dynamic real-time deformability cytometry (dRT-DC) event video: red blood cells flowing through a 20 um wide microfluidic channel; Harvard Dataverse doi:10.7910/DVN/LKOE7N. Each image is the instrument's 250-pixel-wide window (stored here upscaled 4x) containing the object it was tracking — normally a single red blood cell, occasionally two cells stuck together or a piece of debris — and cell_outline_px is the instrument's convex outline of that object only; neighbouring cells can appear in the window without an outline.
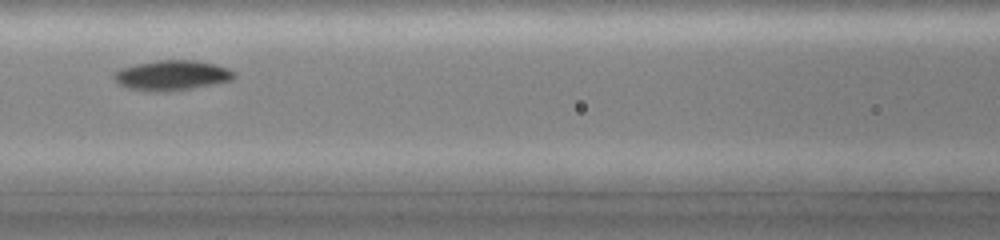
{"species": "common noctule bat (a hibernating species)", "species_latin": "Nyctalus noctula", "temperature_condition": "cold", "stored_images_in_passage": 26, "camera_frame_rate_fps": 3000, "um_per_image_px": 0.085, "animal": {"sex": "female", "body_mass_g": 19.0, "forearm_length_mm": 51.5}, "frame": {"image": 1, "passage_image": 12, "time_ms": 3.667, "image_size_px": [1000, 240], "cell_outline_px": [[236, 76], [232, 80], [192, 88], [164, 92], [156, 92], [128, 88], [120, 84], [112, 76], [120, 68], [136, 64], [156, 60], [196, 60], [216, 64], [228, 68], [236, 72]], "centroid_in_image_um": [14.64, 6.39], "position_along_channel_um": 152.0, "area_um2": 21.04}}
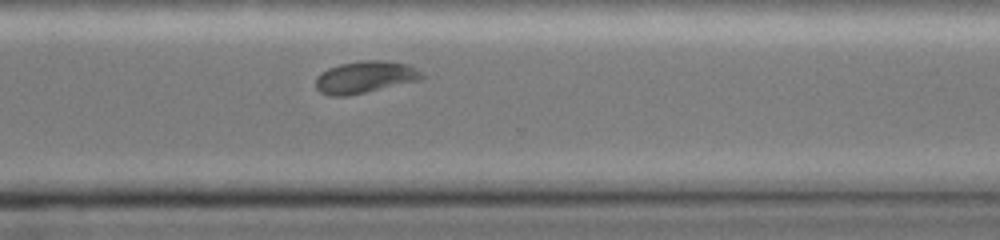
{"frame": {"image": 2, "passage_image": 26, "time_ms": 8.333, "image_size_px": [1000, 240], "cell_outline_px": [[424, 76], [420, 80], [364, 92], [344, 96], [328, 96], [320, 92], [316, 88], [316, 76], [320, 72], [328, 68], [340, 64], [360, 60], [384, 60], [404, 64], [420, 72]], "centroid_in_image_um": [30.95, 6.55], "position_along_channel_um": 339.7, "area_um2": 19.54}}